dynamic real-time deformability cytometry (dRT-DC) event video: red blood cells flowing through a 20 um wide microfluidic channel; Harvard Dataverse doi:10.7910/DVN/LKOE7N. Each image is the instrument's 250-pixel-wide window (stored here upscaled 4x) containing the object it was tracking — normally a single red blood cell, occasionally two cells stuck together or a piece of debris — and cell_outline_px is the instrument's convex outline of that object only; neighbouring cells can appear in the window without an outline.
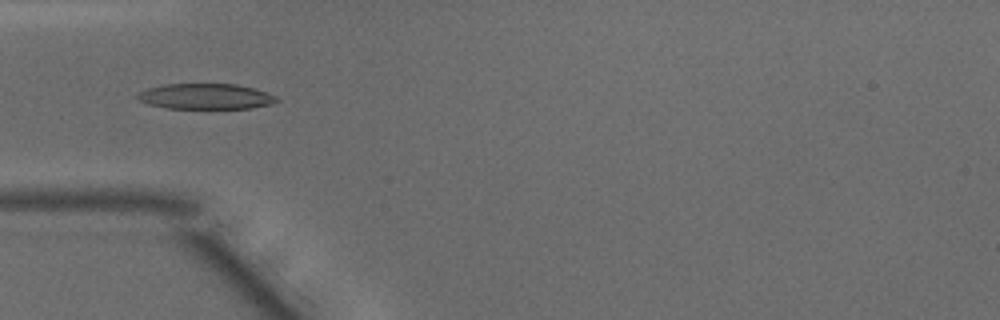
{"species": "common noctule bat (a hibernating species)", "species_latin": "Nyctalus noctula", "temperature_condition": "warm", "stored_images_in_passage": 34, "camera_frame_rate_fps": 3000, "um_per_image_px": 0.085, "animal": {"sex": "male", "body_mass_g": 15.6}, "frame": {"image": 1, "passage_image": 1, "time_ms": 0.0, "image_size_px": [1000, 320], "cell_outline_px": [[280, 100], [272, 104], [252, 108], [168, 108], [148, 104], [136, 100], [136, 96], [140, 92], [148, 88], [164, 84], [236, 84], [268, 92], [276, 96]], "centroid_in_image_um": [17.49, 8.19], "position_along_channel_um": 67.5, "area_um2": 20.75}}
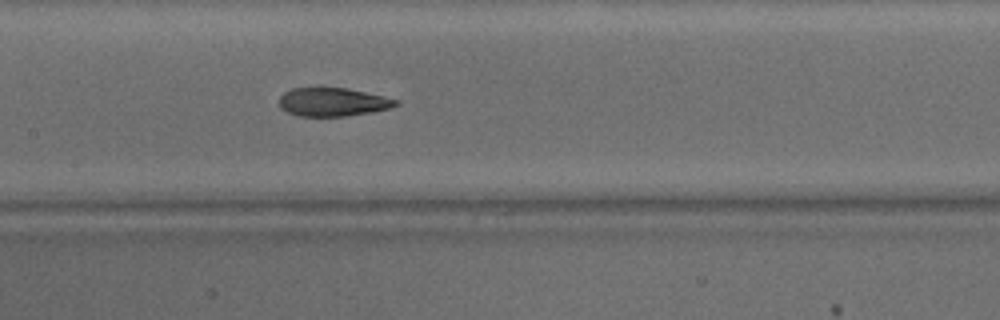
{"frame": {"image": 2, "passage_image": 9, "time_ms": 2.667, "image_size_px": [1000, 320], "cell_outline_px": [[400, 104], [392, 108], [372, 112], [344, 116], [300, 116], [288, 112], [280, 108], [280, 96], [284, 92], [292, 88], [348, 88], [384, 96], [400, 100]], "centroid_in_image_um": [28.34, 8.67], "position_along_channel_um": 179.1, "area_um2": 19.42}}
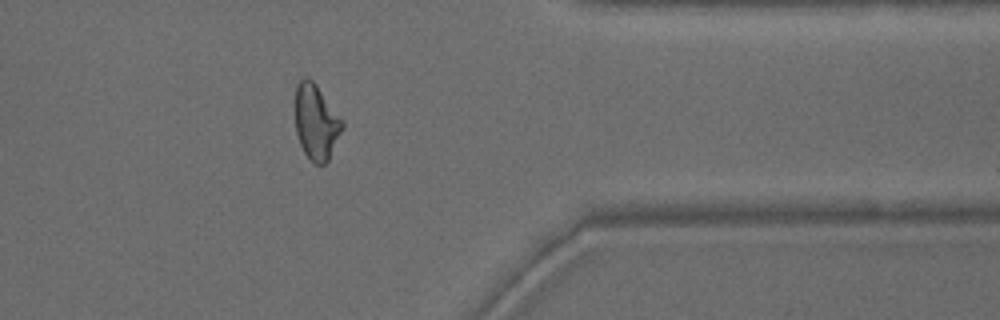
{"frame": {"image": 3, "passage_image": 25, "time_ms": 8.0, "image_size_px": [1000, 320], "cell_outline_px": [[344, 128], [328, 160], [324, 164], [316, 164], [304, 152], [300, 144], [296, 132], [292, 104], [296, 84], [304, 76], [308, 76], [316, 84], [344, 120]], "centroid_in_image_um": [26.84, 10.3], "position_along_channel_um": 384.6, "area_um2": 21.39}, "authors_computed_cell_mechanics": {"area_um2": 20.4612, "velocity_mm_per_s": 4.142, "shape_relaxation_time_tau1_ms": 5.0175, "shape_relaxation_time_tau2_ms": 1.9349, "deformation_change_tau1": 0.2129, "deformation_change_tau2": 0.0872}}